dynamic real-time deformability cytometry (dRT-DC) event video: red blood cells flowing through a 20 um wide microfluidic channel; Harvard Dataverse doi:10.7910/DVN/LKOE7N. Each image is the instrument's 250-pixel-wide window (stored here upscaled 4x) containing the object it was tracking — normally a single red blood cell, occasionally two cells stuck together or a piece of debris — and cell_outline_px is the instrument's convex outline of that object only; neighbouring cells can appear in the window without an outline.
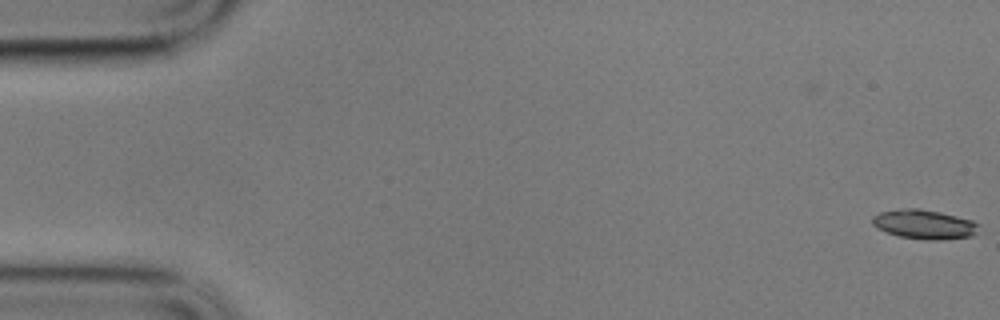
{"species": "common noctule bat (a hibernating species)", "species_latin": "Nyctalus noctula", "temperature_condition": "cold", "stored_images_in_passage": 59, "camera_frame_rate_fps": 3000, "um_per_image_px": 0.085, "animal": {"sex": "male", "body_mass_g": 17.9}, "frame": {"image": 1, "passage_image": 1, "time_ms": 0.0, "image_size_px": [1000, 320], "cell_outline_px": [[980, 224], [976, 232], [972, 236], [940, 240], [928, 240], [900, 236], [888, 232], [872, 224], [872, 216], [880, 212], [900, 208], [920, 208], [940, 212], [972, 220]], "centroid_in_image_um": [78.58, 19.05], "position_along_channel_um": 6.4, "area_um2": 18.09}}
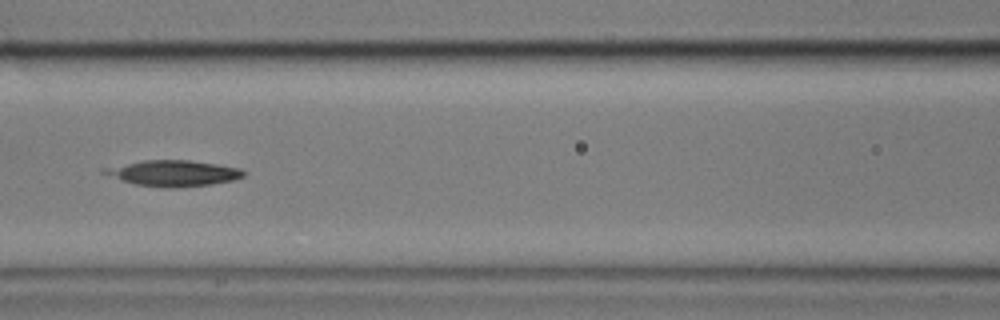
{"frame": {"image": 2, "passage_image": 26, "time_ms": 8.333, "image_size_px": [1000, 320], "cell_outline_px": [[248, 172], [244, 176], [232, 180], [212, 184], [176, 188], [164, 188], [136, 184], [120, 180], [100, 172], [100, 168], [144, 160], [188, 160], [216, 164], [240, 168]], "centroid_in_image_um": [14.71, 14.72], "position_along_channel_um": 151.9, "area_um2": 21.15}}
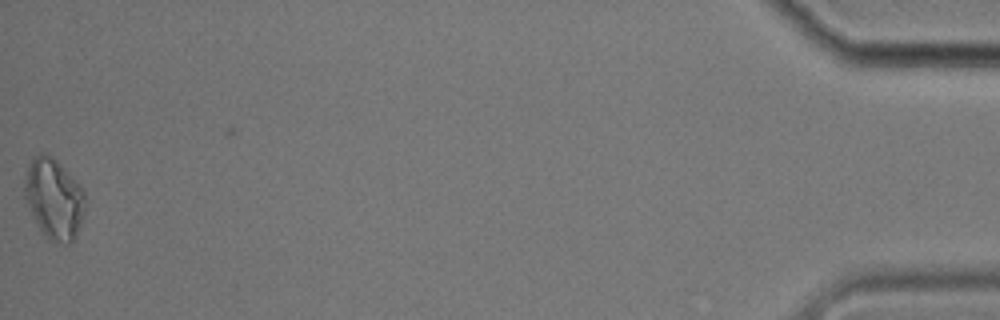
{"frame": {"image": 3, "passage_image": 59, "time_ms": 19.333, "image_size_px": [1000, 320], "cell_outline_px": [[84, 216], [76, 236], [72, 244], [64, 244], [48, 240], [44, 236], [24, 196], [24, 180], [32, 156], [40, 152], [48, 152], [80, 184], [84, 192]], "centroid_in_image_um": [4.6, 16.89], "position_along_channel_um": 430.6, "area_um2": 28.5}}